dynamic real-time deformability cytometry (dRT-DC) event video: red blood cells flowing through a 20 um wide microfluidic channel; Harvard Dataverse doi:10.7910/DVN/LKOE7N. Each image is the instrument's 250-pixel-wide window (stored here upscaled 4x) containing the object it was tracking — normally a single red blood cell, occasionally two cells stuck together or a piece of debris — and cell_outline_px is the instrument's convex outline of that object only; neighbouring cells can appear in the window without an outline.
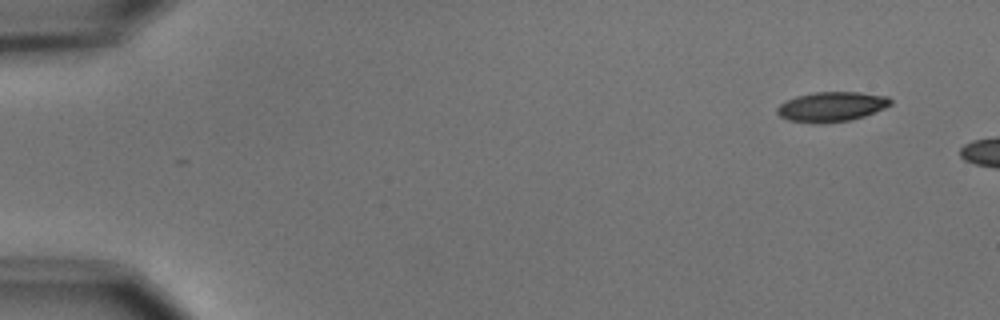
{"species": "common noctule bat (a hibernating species)", "species_latin": "Nyctalus noctula", "temperature_condition": "cold", "stored_images_in_passage": 3, "camera_frame_rate_fps": 3000, "um_per_image_px": 0.085, "animal": {"sex": "male", "body_mass_g": 15.6}, "frame": {"image": 1, "passage_image": 1, "time_ms": 0.0, "image_size_px": [1000, 320], "cell_outline_px": [[892, 104], [884, 108], [864, 116], [848, 120], [820, 124], [816, 124], [788, 120], [780, 116], [776, 112], [776, 108], [780, 104], [796, 96], [816, 92], [860, 92], [888, 96], [892, 100]], "centroid_in_image_um": [70.68, 9.07], "position_along_channel_um": 14.3, "area_um2": 19.71}}